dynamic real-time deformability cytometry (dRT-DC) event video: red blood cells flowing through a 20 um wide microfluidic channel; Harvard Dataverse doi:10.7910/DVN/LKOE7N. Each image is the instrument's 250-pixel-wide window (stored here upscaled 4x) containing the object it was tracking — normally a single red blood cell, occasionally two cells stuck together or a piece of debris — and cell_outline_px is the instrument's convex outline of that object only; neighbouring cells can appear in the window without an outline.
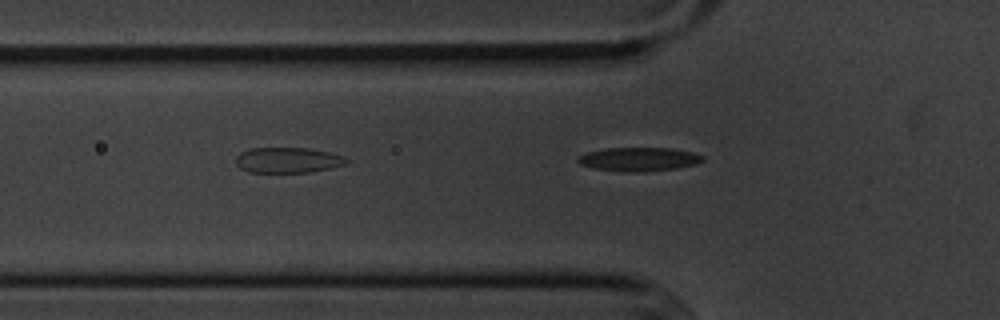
{"species": "common noctule bat (a hibernating species)", "species_latin": "Nyctalus noctula", "temperature_condition": "cold", "stored_images_in_passage": 4, "camera_frame_rate_fps": 3000, "um_per_image_px": 0.085, "animal": {"sex": "male", "body_mass_g": 20.1, "forearm_length_mm": 53.5}, "frame": {"image": 1, "passage_image": 4, "time_ms": 1.0, "image_size_px": [1000, 320], "cell_outline_px": [[704, 160], [696, 164], [676, 168], [644, 172], [628, 172], [592, 168], [580, 164], [576, 160], [580, 156], [588, 152], [604, 148], [672, 148], [692, 152], [704, 156]], "centroid_in_image_um": [54.31, 13.53], "position_along_channel_um": 71.5, "area_um2": 17.28}}